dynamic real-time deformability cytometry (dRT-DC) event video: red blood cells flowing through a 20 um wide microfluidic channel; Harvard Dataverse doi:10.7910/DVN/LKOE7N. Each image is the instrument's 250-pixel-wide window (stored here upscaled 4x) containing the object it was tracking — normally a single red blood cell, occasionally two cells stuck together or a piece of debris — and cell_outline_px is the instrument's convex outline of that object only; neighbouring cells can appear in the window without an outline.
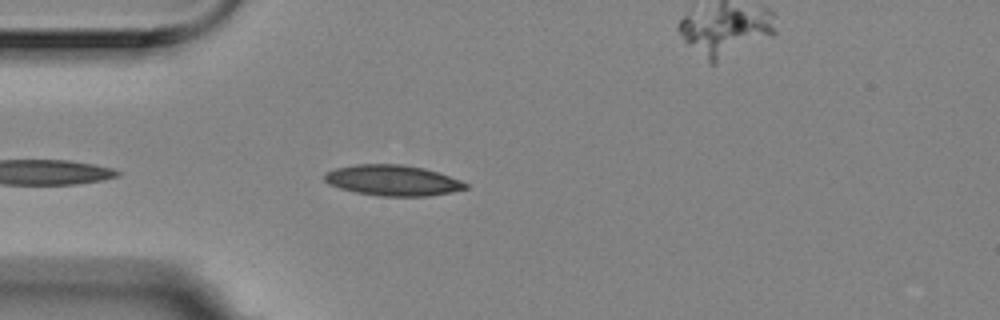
{"species": "Egyptian fruit bat (a non-hibernating species)", "species_latin": "Rousettus aegyptiacus", "temperature_condition": "room temperature", "stored_images_in_passage": 2, "camera_frame_rate_fps": 3000, "um_per_image_px": 0.085, "animal": {"sex": "female"}, "frame": {"image": 1, "passage_image": 1, "time_ms": 0.0, "image_size_px": [1000, 320], "cell_outline_px": [[468, 188], [452, 192], [428, 196], [380, 196], [356, 192], [340, 188], [328, 184], [324, 180], [324, 172], [336, 168], [356, 164], [400, 164], [424, 168], [460, 180], [468, 184]], "centroid_in_image_um": [33.35, 15.33], "position_along_channel_um": 51.6, "area_um2": 25.14}}